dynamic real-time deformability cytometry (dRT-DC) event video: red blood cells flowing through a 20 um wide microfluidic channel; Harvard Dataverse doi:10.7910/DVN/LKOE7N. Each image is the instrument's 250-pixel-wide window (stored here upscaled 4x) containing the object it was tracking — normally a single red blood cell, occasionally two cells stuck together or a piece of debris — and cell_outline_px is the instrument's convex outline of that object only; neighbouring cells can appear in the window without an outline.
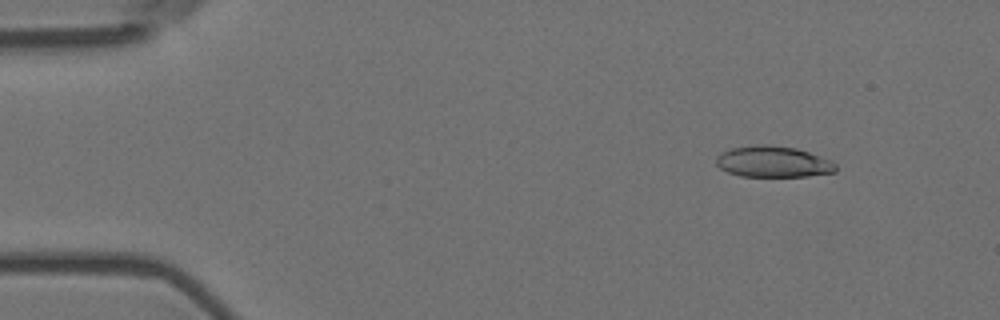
{"species": "Egyptian fruit bat (a non-hibernating species)", "species_latin": "Rousettus aegyptiacus", "temperature_condition": "room temperature", "stored_images_in_passage": 5, "camera_frame_rate_fps": 3000, "um_per_image_px": 0.085, "animal": {"sex": "female"}, "frame": {"image": 1, "passage_image": 2, "time_ms": 0.333, "image_size_px": [1000, 320], "cell_outline_px": [[836, 172], [808, 176], [740, 176], [728, 172], [720, 168], [716, 164], [716, 156], [720, 152], [732, 148], [756, 144], [768, 144], [796, 148], [832, 160], [836, 164]], "centroid_in_image_um": [65.71, 13.74], "position_along_channel_um": 19.3, "area_um2": 21.85}}
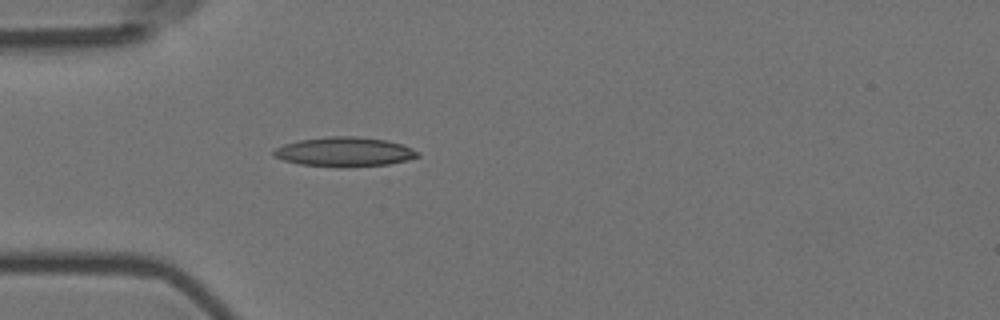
{"frame": {"image": 2, "passage_image": 5, "time_ms": 1.333, "image_size_px": [1000, 320], "cell_outline_px": [[420, 156], [408, 160], [388, 164], [340, 168], [300, 164], [284, 160], [272, 156], [272, 152], [276, 148], [284, 144], [300, 140], [328, 136], [356, 136], [388, 140], [412, 148], [420, 152]], "centroid_in_image_um": [29.29, 12.91], "position_along_channel_um": 55.7, "area_um2": 24.91}}